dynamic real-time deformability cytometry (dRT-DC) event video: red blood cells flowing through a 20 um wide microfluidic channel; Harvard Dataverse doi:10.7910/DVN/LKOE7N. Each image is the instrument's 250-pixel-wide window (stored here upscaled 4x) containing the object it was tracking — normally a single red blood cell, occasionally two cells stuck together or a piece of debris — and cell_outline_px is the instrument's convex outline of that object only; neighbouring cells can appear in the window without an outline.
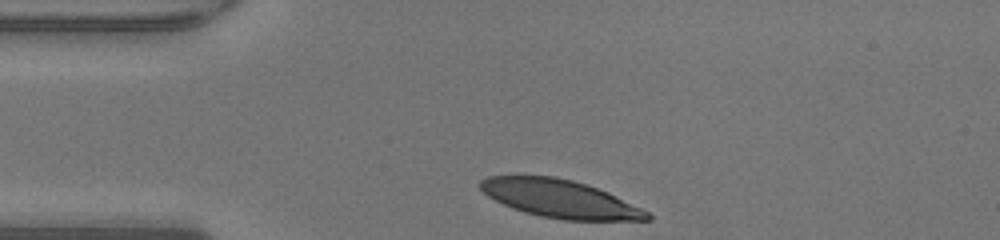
{"species": "human", "species_latin": "Homo sapiens", "temperature_condition": "warm", "stored_images_in_passage": 28, "camera_frame_rate_fps": 3000, "um_per_image_px": 0.085, "donor": {"sex": "male"}, "frame": {"image": 1, "passage_image": 1, "time_ms": 0.0, "image_size_px": [1000, 240], "cell_outline_px": [[652, 220], [564, 220], [540, 216], [524, 212], [512, 208], [488, 196], [476, 184], [480, 180], [488, 176], [552, 176], [572, 180], [588, 184], [608, 192], [648, 212], [652, 216]], "centroid_in_image_um": [47.58, 16.89], "position_along_channel_um": 37.4, "area_um2": 36.7}}
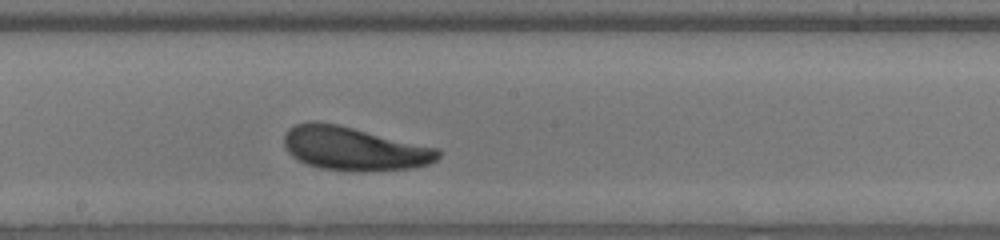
{"frame": {"image": 2, "passage_image": 16, "time_ms": 5.0, "image_size_px": [1000, 240], "cell_outline_px": [[440, 156], [436, 160], [428, 164], [412, 168], [364, 172], [356, 172], [320, 168], [308, 164], [292, 156], [288, 152], [284, 144], [284, 136], [288, 128], [296, 124], [312, 120], [316, 120], [336, 124], [440, 148]], "centroid_in_image_um": [30.1, 12.63], "position_along_channel_um": 218.1, "area_um2": 39.36}}
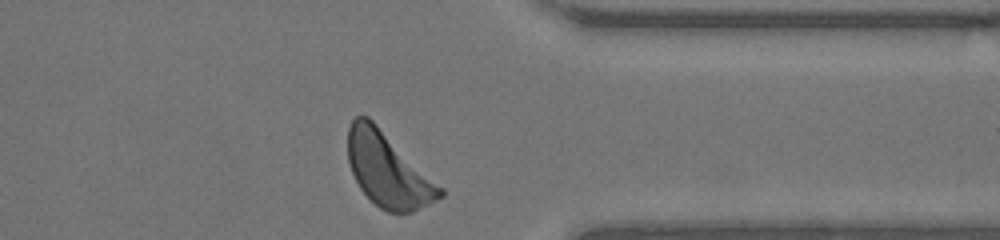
{"frame": {"image": 3, "passage_image": 28, "time_ms": 9.0, "image_size_px": [1000, 240], "cell_outline_px": [[444, 196], [412, 212], [400, 216], [388, 212], [380, 208], [360, 188], [352, 172], [348, 160], [348, 128], [352, 120], [356, 116], [368, 116], [444, 188]], "centroid_in_image_um": [33.0, 14.47], "position_along_channel_um": 378.4, "area_um2": 39.71}, "authors_computed_cell_mechanics": {"area_um2": 38.6104, "velocity_mm_per_s": 4.2465, "shape_relaxation_time_tau1_ms": 1.933, "shape_relaxation_time_tau2_ms": 5.6941, "deformation_change_tau1": 0.1081, "deformation_change_tau2": 0.1635}}